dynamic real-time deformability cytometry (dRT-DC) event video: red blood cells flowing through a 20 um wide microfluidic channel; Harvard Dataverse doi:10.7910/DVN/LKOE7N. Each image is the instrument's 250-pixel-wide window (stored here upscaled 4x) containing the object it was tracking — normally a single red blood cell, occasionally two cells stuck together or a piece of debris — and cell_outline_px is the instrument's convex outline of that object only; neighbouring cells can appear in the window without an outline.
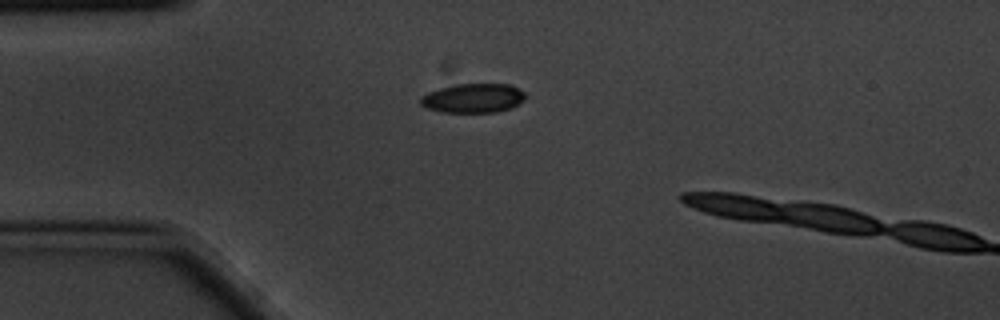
{"species": "common noctule bat (a hibernating species)", "species_latin": "Nyctalus noctula", "temperature_condition": "cold", "stored_images_in_passage": 2, "camera_frame_rate_fps": 3000, "um_per_image_px": 0.085, "animal": {"sex": "male", "body_mass_g": 20.1, "forearm_length_mm": 53.5}, "frame": {"image": 1, "passage_image": 1, "time_ms": 0.0, "image_size_px": [1000, 320], "cell_outline_px": [[524, 100], [512, 108], [496, 112], [440, 112], [428, 108], [420, 104], [420, 96], [428, 92], [440, 88], [456, 84], [508, 84], [520, 88], [524, 92]], "centroid_in_image_um": [40.22, 8.34], "position_along_channel_um": 44.8, "area_um2": 17.92}}